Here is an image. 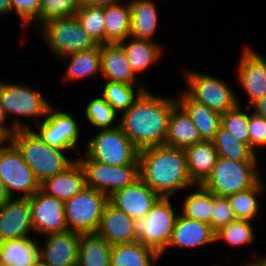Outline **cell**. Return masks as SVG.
I'll return each instance as SVG.
<instances>
[{"instance_id":"22","label":"cell","mask_w":266,"mask_h":266,"mask_svg":"<svg viewBox=\"0 0 266 266\" xmlns=\"http://www.w3.org/2000/svg\"><path fill=\"white\" fill-rule=\"evenodd\" d=\"M101 75L105 81L135 85L136 74L132 70L120 43L100 45Z\"/></svg>"},{"instance_id":"8","label":"cell","mask_w":266,"mask_h":266,"mask_svg":"<svg viewBox=\"0 0 266 266\" xmlns=\"http://www.w3.org/2000/svg\"><path fill=\"white\" fill-rule=\"evenodd\" d=\"M185 71L188 89L184 92L192 100L219 114H224L238 105V97L226 81L193 70Z\"/></svg>"},{"instance_id":"5","label":"cell","mask_w":266,"mask_h":266,"mask_svg":"<svg viewBox=\"0 0 266 266\" xmlns=\"http://www.w3.org/2000/svg\"><path fill=\"white\" fill-rule=\"evenodd\" d=\"M258 162H240L218 157L210 175L201 184L218 196H229L255 186L260 181Z\"/></svg>"},{"instance_id":"45","label":"cell","mask_w":266,"mask_h":266,"mask_svg":"<svg viewBox=\"0 0 266 266\" xmlns=\"http://www.w3.org/2000/svg\"><path fill=\"white\" fill-rule=\"evenodd\" d=\"M7 118L8 117L0 100V131L9 139V137L16 131V129H28V127L25 126L24 123L22 124V121H20V119L18 120V118H15V120L13 119L11 124L9 123L11 127H8V125L6 126L5 120Z\"/></svg>"},{"instance_id":"24","label":"cell","mask_w":266,"mask_h":266,"mask_svg":"<svg viewBox=\"0 0 266 266\" xmlns=\"http://www.w3.org/2000/svg\"><path fill=\"white\" fill-rule=\"evenodd\" d=\"M187 167L192 182L202 184L210 175L218 159L217 150L212 141H201L184 149Z\"/></svg>"},{"instance_id":"51","label":"cell","mask_w":266,"mask_h":266,"mask_svg":"<svg viewBox=\"0 0 266 266\" xmlns=\"http://www.w3.org/2000/svg\"><path fill=\"white\" fill-rule=\"evenodd\" d=\"M8 141V138L0 131V147Z\"/></svg>"},{"instance_id":"21","label":"cell","mask_w":266,"mask_h":266,"mask_svg":"<svg viewBox=\"0 0 266 266\" xmlns=\"http://www.w3.org/2000/svg\"><path fill=\"white\" fill-rule=\"evenodd\" d=\"M96 232L111 246L138 240L134 233V219L110 203L104 209Z\"/></svg>"},{"instance_id":"26","label":"cell","mask_w":266,"mask_h":266,"mask_svg":"<svg viewBox=\"0 0 266 266\" xmlns=\"http://www.w3.org/2000/svg\"><path fill=\"white\" fill-rule=\"evenodd\" d=\"M153 0H129L131 10L130 36L152 40L158 24V10Z\"/></svg>"},{"instance_id":"7","label":"cell","mask_w":266,"mask_h":266,"mask_svg":"<svg viewBox=\"0 0 266 266\" xmlns=\"http://www.w3.org/2000/svg\"><path fill=\"white\" fill-rule=\"evenodd\" d=\"M86 157L107 165L139 164V150L124 134L120 126L100 129L94 137L87 140Z\"/></svg>"},{"instance_id":"29","label":"cell","mask_w":266,"mask_h":266,"mask_svg":"<svg viewBox=\"0 0 266 266\" xmlns=\"http://www.w3.org/2000/svg\"><path fill=\"white\" fill-rule=\"evenodd\" d=\"M119 43L122 45L127 60L135 74L143 73L149 66L156 64L163 52L158 43L131 36Z\"/></svg>"},{"instance_id":"4","label":"cell","mask_w":266,"mask_h":266,"mask_svg":"<svg viewBox=\"0 0 266 266\" xmlns=\"http://www.w3.org/2000/svg\"><path fill=\"white\" fill-rule=\"evenodd\" d=\"M38 29L52 54L59 59L97 46L82 28L76 15L48 20Z\"/></svg>"},{"instance_id":"33","label":"cell","mask_w":266,"mask_h":266,"mask_svg":"<svg viewBox=\"0 0 266 266\" xmlns=\"http://www.w3.org/2000/svg\"><path fill=\"white\" fill-rule=\"evenodd\" d=\"M212 142L217 150L218 157L240 162H258L257 154L251 147L237 140L221 125Z\"/></svg>"},{"instance_id":"14","label":"cell","mask_w":266,"mask_h":266,"mask_svg":"<svg viewBox=\"0 0 266 266\" xmlns=\"http://www.w3.org/2000/svg\"><path fill=\"white\" fill-rule=\"evenodd\" d=\"M31 221L36 233L46 235L68 230L64 201L40 189L30 197Z\"/></svg>"},{"instance_id":"13","label":"cell","mask_w":266,"mask_h":266,"mask_svg":"<svg viewBox=\"0 0 266 266\" xmlns=\"http://www.w3.org/2000/svg\"><path fill=\"white\" fill-rule=\"evenodd\" d=\"M39 123V138L50 147L61 150L76 149L80 138L78 121L65 111L51 106L45 119Z\"/></svg>"},{"instance_id":"31","label":"cell","mask_w":266,"mask_h":266,"mask_svg":"<svg viewBox=\"0 0 266 266\" xmlns=\"http://www.w3.org/2000/svg\"><path fill=\"white\" fill-rule=\"evenodd\" d=\"M111 245L97 232L81 233L77 266H110Z\"/></svg>"},{"instance_id":"36","label":"cell","mask_w":266,"mask_h":266,"mask_svg":"<svg viewBox=\"0 0 266 266\" xmlns=\"http://www.w3.org/2000/svg\"><path fill=\"white\" fill-rule=\"evenodd\" d=\"M261 179L255 186L248 190L229 195L228 200L237 220L251 221L256 217L259 207V194L264 190V183Z\"/></svg>"},{"instance_id":"40","label":"cell","mask_w":266,"mask_h":266,"mask_svg":"<svg viewBox=\"0 0 266 266\" xmlns=\"http://www.w3.org/2000/svg\"><path fill=\"white\" fill-rule=\"evenodd\" d=\"M221 126L237 140L249 145V114L241 107L240 102L234 109L221 114Z\"/></svg>"},{"instance_id":"38","label":"cell","mask_w":266,"mask_h":266,"mask_svg":"<svg viewBox=\"0 0 266 266\" xmlns=\"http://www.w3.org/2000/svg\"><path fill=\"white\" fill-rule=\"evenodd\" d=\"M118 115L115 109L101 96L89 101L85 109V116L89 123L98 129L118 127L119 121L116 120Z\"/></svg>"},{"instance_id":"23","label":"cell","mask_w":266,"mask_h":266,"mask_svg":"<svg viewBox=\"0 0 266 266\" xmlns=\"http://www.w3.org/2000/svg\"><path fill=\"white\" fill-rule=\"evenodd\" d=\"M177 98V104L197 127L201 139L212 141L221 125V114L211 110L204 104L192 100L184 91L180 94V98Z\"/></svg>"},{"instance_id":"28","label":"cell","mask_w":266,"mask_h":266,"mask_svg":"<svg viewBox=\"0 0 266 266\" xmlns=\"http://www.w3.org/2000/svg\"><path fill=\"white\" fill-rule=\"evenodd\" d=\"M131 10L129 2L104 6V44L119 43L130 36Z\"/></svg>"},{"instance_id":"34","label":"cell","mask_w":266,"mask_h":266,"mask_svg":"<svg viewBox=\"0 0 266 266\" xmlns=\"http://www.w3.org/2000/svg\"><path fill=\"white\" fill-rule=\"evenodd\" d=\"M195 187L197 191L184 198L183 211L180 214L211 226L214 194L200 184L195 185Z\"/></svg>"},{"instance_id":"12","label":"cell","mask_w":266,"mask_h":266,"mask_svg":"<svg viewBox=\"0 0 266 266\" xmlns=\"http://www.w3.org/2000/svg\"><path fill=\"white\" fill-rule=\"evenodd\" d=\"M0 100L8 116L27 117L30 119L46 117L52 106L42 96L38 88L12 82H0Z\"/></svg>"},{"instance_id":"49","label":"cell","mask_w":266,"mask_h":266,"mask_svg":"<svg viewBox=\"0 0 266 266\" xmlns=\"http://www.w3.org/2000/svg\"><path fill=\"white\" fill-rule=\"evenodd\" d=\"M11 13V0H0V16Z\"/></svg>"},{"instance_id":"20","label":"cell","mask_w":266,"mask_h":266,"mask_svg":"<svg viewBox=\"0 0 266 266\" xmlns=\"http://www.w3.org/2000/svg\"><path fill=\"white\" fill-rule=\"evenodd\" d=\"M216 243L215 231L209 224L178 214L168 247L194 248Z\"/></svg>"},{"instance_id":"3","label":"cell","mask_w":266,"mask_h":266,"mask_svg":"<svg viewBox=\"0 0 266 266\" xmlns=\"http://www.w3.org/2000/svg\"><path fill=\"white\" fill-rule=\"evenodd\" d=\"M9 140L17 147L39 183L65 170L74 161L65 151L50 147L32 129H16Z\"/></svg>"},{"instance_id":"43","label":"cell","mask_w":266,"mask_h":266,"mask_svg":"<svg viewBox=\"0 0 266 266\" xmlns=\"http://www.w3.org/2000/svg\"><path fill=\"white\" fill-rule=\"evenodd\" d=\"M40 2L41 0H11V12H16L23 25L39 27Z\"/></svg>"},{"instance_id":"41","label":"cell","mask_w":266,"mask_h":266,"mask_svg":"<svg viewBox=\"0 0 266 266\" xmlns=\"http://www.w3.org/2000/svg\"><path fill=\"white\" fill-rule=\"evenodd\" d=\"M80 6L81 0H41L39 26L54 18L74 16Z\"/></svg>"},{"instance_id":"50","label":"cell","mask_w":266,"mask_h":266,"mask_svg":"<svg viewBox=\"0 0 266 266\" xmlns=\"http://www.w3.org/2000/svg\"><path fill=\"white\" fill-rule=\"evenodd\" d=\"M245 266H266V255L259 257L256 260L253 259L252 261H247Z\"/></svg>"},{"instance_id":"32","label":"cell","mask_w":266,"mask_h":266,"mask_svg":"<svg viewBox=\"0 0 266 266\" xmlns=\"http://www.w3.org/2000/svg\"><path fill=\"white\" fill-rule=\"evenodd\" d=\"M61 59L68 61L67 70L63 76L65 81L101 75L100 45L89 50L75 52Z\"/></svg>"},{"instance_id":"18","label":"cell","mask_w":266,"mask_h":266,"mask_svg":"<svg viewBox=\"0 0 266 266\" xmlns=\"http://www.w3.org/2000/svg\"><path fill=\"white\" fill-rule=\"evenodd\" d=\"M159 198L139 177L132 184L113 192L109 203L135 220L145 217Z\"/></svg>"},{"instance_id":"16","label":"cell","mask_w":266,"mask_h":266,"mask_svg":"<svg viewBox=\"0 0 266 266\" xmlns=\"http://www.w3.org/2000/svg\"><path fill=\"white\" fill-rule=\"evenodd\" d=\"M81 234L71 230L46 235L38 246L39 266H77Z\"/></svg>"},{"instance_id":"44","label":"cell","mask_w":266,"mask_h":266,"mask_svg":"<svg viewBox=\"0 0 266 266\" xmlns=\"http://www.w3.org/2000/svg\"><path fill=\"white\" fill-rule=\"evenodd\" d=\"M249 146L256 152V147H266V119L256 115L249 114Z\"/></svg>"},{"instance_id":"1","label":"cell","mask_w":266,"mask_h":266,"mask_svg":"<svg viewBox=\"0 0 266 266\" xmlns=\"http://www.w3.org/2000/svg\"><path fill=\"white\" fill-rule=\"evenodd\" d=\"M176 104L175 98L155 95L146 89L128 110L121 113L119 126L139 151L163 145L168 118Z\"/></svg>"},{"instance_id":"11","label":"cell","mask_w":266,"mask_h":266,"mask_svg":"<svg viewBox=\"0 0 266 266\" xmlns=\"http://www.w3.org/2000/svg\"><path fill=\"white\" fill-rule=\"evenodd\" d=\"M86 174L87 187L94 188L107 196L122 189L140 177L139 164L107 165L87 157L78 159Z\"/></svg>"},{"instance_id":"10","label":"cell","mask_w":266,"mask_h":266,"mask_svg":"<svg viewBox=\"0 0 266 266\" xmlns=\"http://www.w3.org/2000/svg\"><path fill=\"white\" fill-rule=\"evenodd\" d=\"M7 142L0 147V179L11 197L18 191L23 193L18 197L30 198L40 189V183L17 147L9 139Z\"/></svg>"},{"instance_id":"19","label":"cell","mask_w":266,"mask_h":266,"mask_svg":"<svg viewBox=\"0 0 266 266\" xmlns=\"http://www.w3.org/2000/svg\"><path fill=\"white\" fill-rule=\"evenodd\" d=\"M86 187V174L77 158L65 170L40 183L42 192L64 202Z\"/></svg>"},{"instance_id":"35","label":"cell","mask_w":266,"mask_h":266,"mask_svg":"<svg viewBox=\"0 0 266 266\" xmlns=\"http://www.w3.org/2000/svg\"><path fill=\"white\" fill-rule=\"evenodd\" d=\"M105 83L102 97L115 109L118 114L128 110L140 94L146 90V87H144L145 85L143 84H137V89H135L134 85L122 82L105 81Z\"/></svg>"},{"instance_id":"37","label":"cell","mask_w":266,"mask_h":266,"mask_svg":"<svg viewBox=\"0 0 266 266\" xmlns=\"http://www.w3.org/2000/svg\"><path fill=\"white\" fill-rule=\"evenodd\" d=\"M82 28L97 44H104V6L81 4L76 12Z\"/></svg>"},{"instance_id":"48","label":"cell","mask_w":266,"mask_h":266,"mask_svg":"<svg viewBox=\"0 0 266 266\" xmlns=\"http://www.w3.org/2000/svg\"><path fill=\"white\" fill-rule=\"evenodd\" d=\"M120 0H81V4L105 6L111 3L119 2Z\"/></svg>"},{"instance_id":"25","label":"cell","mask_w":266,"mask_h":266,"mask_svg":"<svg viewBox=\"0 0 266 266\" xmlns=\"http://www.w3.org/2000/svg\"><path fill=\"white\" fill-rule=\"evenodd\" d=\"M201 141L203 140L200 137L197 127L186 112L176 104L168 118L165 144L185 149Z\"/></svg>"},{"instance_id":"2","label":"cell","mask_w":266,"mask_h":266,"mask_svg":"<svg viewBox=\"0 0 266 266\" xmlns=\"http://www.w3.org/2000/svg\"><path fill=\"white\" fill-rule=\"evenodd\" d=\"M138 160L140 178L160 197H172L177 191L195 187L182 148L166 144L144 148Z\"/></svg>"},{"instance_id":"42","label":"cell","mask_w":266,"mask_h":266,"mask_svg":"<svg viewBox=\"0 0 266 266\" xmlns=\"http://www.w3.org/2000/svg\"><path fill=\"white\" fill-rule=\"evenodd\" d=\"M235 215L231 208L228 197L214 194V206L211 216V228L216 232L222 226L235 221Z\"/></svg>"},{"instance_id":"27","label":"cell","mask_w":266,"mask_h":266,"mask_svg":"<svg viewBox=\"0 0 266 266\" xmlns=\"http://www.w3.org/2000/svg\"><path fill=\"white\" fill-rule=\"evenodd\" d=\"M161 255L139 240L111 246L110 266H153Z\"/></svg>"},{"instance_id":"9","label":"cell","mask_w":266,"mask_h":266,"mask_svg":"<svg viewBox=\"0 0 266 266\" xmlns=\"http://www.w3.org/2000/svg\"><path fill=\"white\" fill-rule=\"evenodd\" d=\"M109 203V196L86 187L64 202L68 230L78 233L96 232Z\"/></svg>"},{"instance_id":"15","label":"cell","mask_w":266,"mask_h":266,"mask_svg":"<svg viewBox=\"0 0 266 266\" xmlns=\"http://www.w3.org/2000/svg\"><path fill=\"white\" fill-rule=\"evenodd\" d=\"M238 63V82L248 96L246 107H250L266 95V59L246 44Z\"/></svg>"},{"instance_id":"6","label":"cell","mask_w":266,"mask_h":266,"mask_svg":"<svg viewBox=\"0 0 266 266\" xmlns=\"http://www.w3.org/2000/svg\"><path fill=\"white\" fill-rule=\"evenodd\" d=\"M177 216L170 197H160L145 217L134 220L136 238L163 255L171 239Z\"/></svg>"},{"instance_id":"46","label":"cell","mask_w":266,"mask_h":266,"mask_svg":"<svg viewBox=\"0 0 266 266\" xmlns=\"http://www.w3.org/2000/svg\"><path fill=\"white\" fill-rule=\"evenodd\" d=\"M246 110L253 109V113L266 119V95L253 103L250 107H245Z\"/></svg>"},{"instance_id":"47","label":"cell","mask_w":266,"mask_h":266,"mask_svg":"<svg viewBox=\"0 0 266 266\" xmlns=\"http://www.w3.org/2000/svg\"><path fill=\"white\" fill-rule=\"evenodd\" d=\"M12 197L8 193L6 186L0 179V207L9 201Z\"/></svg>"},{"instance_id":"52","label":"cell","mask_w":266,"mask_h":266,"mask_svg":"<svg viewBox=\"0 0 266 266\" xmlns=\"http://www.w3.org/2000/svg\"><path fill=\"white\" fill-rule=\"evenodd\" d=\"M0 266H9L0 260Z\"/></svg>"},{"instance_id":"39","label":"cell","mask_w":266,"mask_h":266,"mask_svg":"<svg viewBox=\"0 0 266 266\" xmlns=\"http://www.w3.org/2000/svg\"><path fill=\"white\" fill-rule=\"evenodd\" d=\"M254 228L250 221L235 220L228 225L222 226L215 232V240L226 241L228 245L239 247L254 241Z\"/></svg>"},{"instance_id":"17","label":"cell","mask_w":266,"mask_h":266,"mask_svg":"<svg viewBox=\"0 0 266 266\" xmlns=\"http://www.w3.org/2000/svg\"><path fill=\"white\" fill-rule=\"evenodd\" d=\"M33 230L30 198L12 197L0 207V243L30 238Z\"/></svg>"},{"instance_id":"30","label":"cell","mask_w":266,"mask_h":266,"mask_svg":"<svg viewBox=\"0 0 266 266\" xmlns=\"http://www.w3.org/2000/svg\"><path fill=\"white\" fill-rule=\"evenodd\" d=\"M39 244L30 238L0 243V260L9 266H39Z\"/></svg>"}]
</instances>
